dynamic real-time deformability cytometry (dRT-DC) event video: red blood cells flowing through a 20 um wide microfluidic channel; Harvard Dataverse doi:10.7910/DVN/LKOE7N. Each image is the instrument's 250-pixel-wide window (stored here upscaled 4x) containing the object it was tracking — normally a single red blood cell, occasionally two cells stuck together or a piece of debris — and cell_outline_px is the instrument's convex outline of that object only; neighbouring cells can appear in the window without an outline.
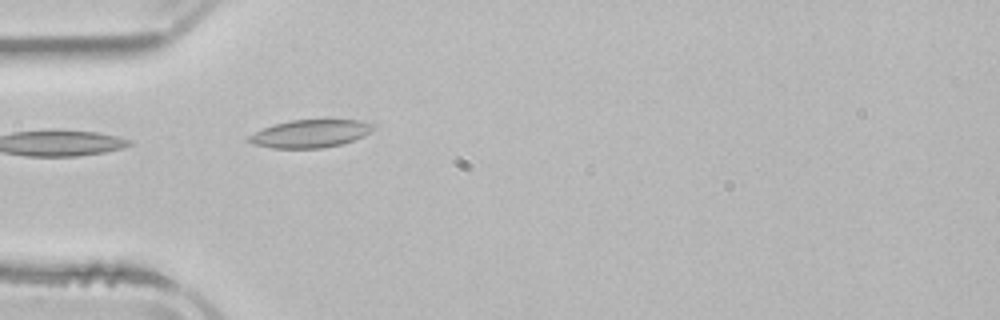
{"species": "common noctule bat (a hibernating species)", "species_latin": "Nyctalus noctula", "temperature_condition": "room temperature", "stored_images_in_passage": 2, "camera_frame_rate_fps": 3000, "um_per_image_px": 0.085, "animal": {"sex": "male", "body_mass_g": 21.5, "forearm_length_mm": 52.0}, "frame": {"image": 1, "passage_image": 2, "time_ms": 1.667, "image_size_px": [1000, 320], "cell_outline_px": [[376, 124], [372, 132], [364, 136], [340, 144], [320, 148], [272, 148], [252, 144], [244, 140], [248, 136], [264, 128], [276, 124], [292, 120], [360, 120]], "centroid_in_image_um": [26.38, 11.36], "position_along_channel_um": 58.6, "area_um2": 20.11}}